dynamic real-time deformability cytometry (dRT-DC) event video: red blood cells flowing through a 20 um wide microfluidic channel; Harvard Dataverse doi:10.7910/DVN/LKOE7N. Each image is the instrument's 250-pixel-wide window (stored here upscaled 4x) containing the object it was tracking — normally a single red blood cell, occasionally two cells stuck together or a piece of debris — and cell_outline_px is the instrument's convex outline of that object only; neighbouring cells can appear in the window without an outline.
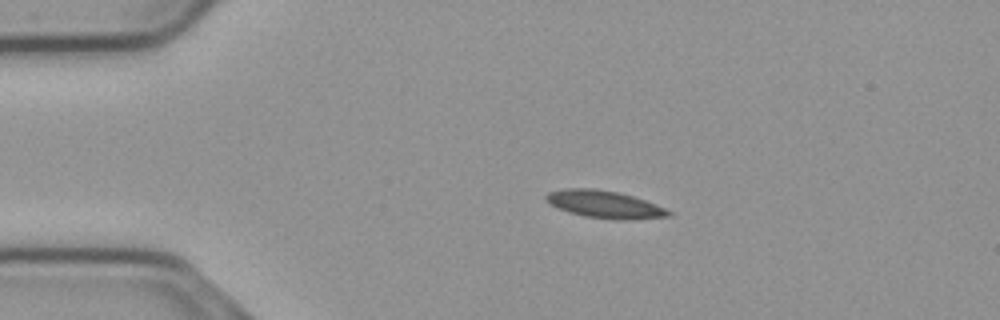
{"species": "common noctule bat (a hibernating species)", "species_latin": "Nyctalus noctula", "temperature_condition": "cold", "stored_images_in_passage": 45, "camera_frame_rate_fps": 3000, "um_per_image_px": 0.085, "animal": {"sex": "male", "body_mass_g": 23.1, "forearm_length_mm": 52.7}, "frame": {"image": 1, "passage_image": 1, "time_ms": 0.0, "image_size_px": [1000, 320], "cell_outline_px": [[672, 216], [632, 220], [616, 220], [584, 216], [568, 212], [552, 204], [544, 196], [548, 192], [564, 188], [592, 188], [616, 192], [632, 196], [644, 200], [664, 208], [672, 212]], "centroid_in_image_um": [51.41, 17.38], "position_along_channel_um": 33.6, "area_um2": 19.42}}
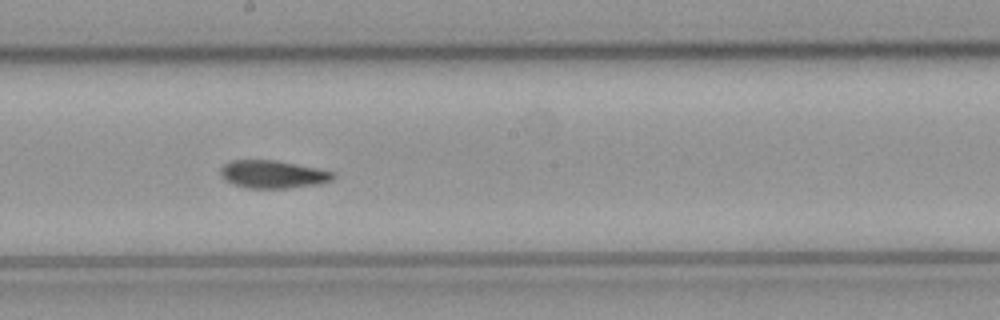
{"frame": {"image": 2, "passage_image": 20, "time_ms": 6.333, "image_size_px": [1000, 320], "cell_outline_px": [[336, 176], [332, 180], [320, 184], [288, 188], [248, 188], [224, 180], [220, 172], [220, 168], [224, 164], [232, 160], [276, 160], [336, 172]], "centroid_in_image_um": [23.22, 14.81], "position_along_channel_um": 225.0, "area_um2": 18.26}}
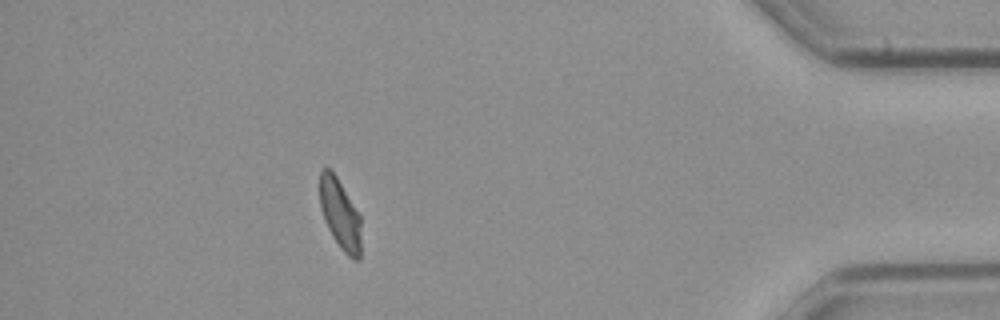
{"frame": {"image": 3, "passage_image": 39, "time_ms": 12.667, "image_size_px": [1000, 320], "cell_outline_px": [[360, 260], [352, 260], [340, 248], [332, 236], [324, 220], [320, 208], [320, 172], [324, 168], [328, 168], [336, 176], [360, 216]], "centroid_in_image_um": [28.9, 18.25], "position_along_channel_um": 406.3, "area_um2": 16.7}, "authors_computed_cell_mechanics": {"area_um2": 18.2648, "velocity_mm_per_s": 3.7081, "shape_relaxation_time_tau1_ms": null, "shape_relaxation_time_tau2_ms": 4.2602, "deformation_change_tau1": null, "deformation_change_tau2": 0.0685}}